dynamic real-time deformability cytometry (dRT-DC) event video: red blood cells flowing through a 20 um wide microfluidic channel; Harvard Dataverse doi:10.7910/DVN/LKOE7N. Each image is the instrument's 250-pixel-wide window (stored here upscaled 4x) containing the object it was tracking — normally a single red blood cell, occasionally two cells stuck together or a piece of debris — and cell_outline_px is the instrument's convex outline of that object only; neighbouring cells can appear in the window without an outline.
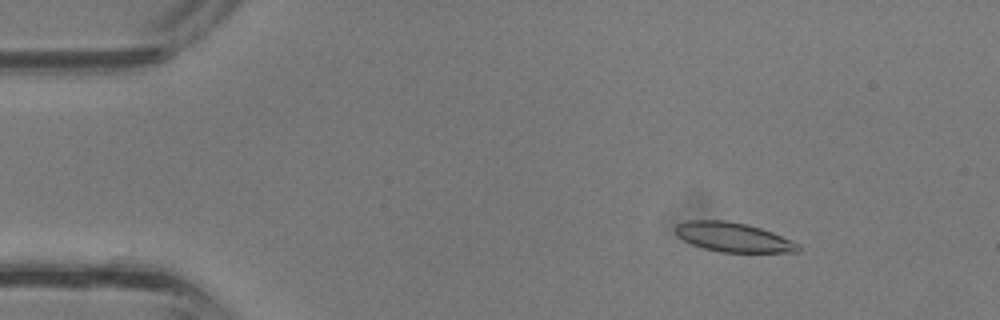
{"species": "common noctule bat (a hibernating species)", "species_latin": "Nyctalus noctula", "temperature_condition": "room temperature", "stored_images_in_passage": 36, "camera_frame_rate_fps": 3000, "um_per_image_px": 0.085, "animal": {"sex": "male", "body_mass_g": 13.3}, "frame": {"image": 1, "passage_image": 4, "time_ms": 1.0, "image_size_px": [1000, 320], "cell_outline_px": [[800, 252], [720, 252], [704, 248], [692, 244], [684, 240], [676, 232], [676, 224], [688, 220], [724, 220], [748, 224], [772, 232], [792, 240], [800, 244]], "centroid_in_image_um": [62.36, 20.16], "position_along_channel_um": 22.6, "area_um2": 20.92}}
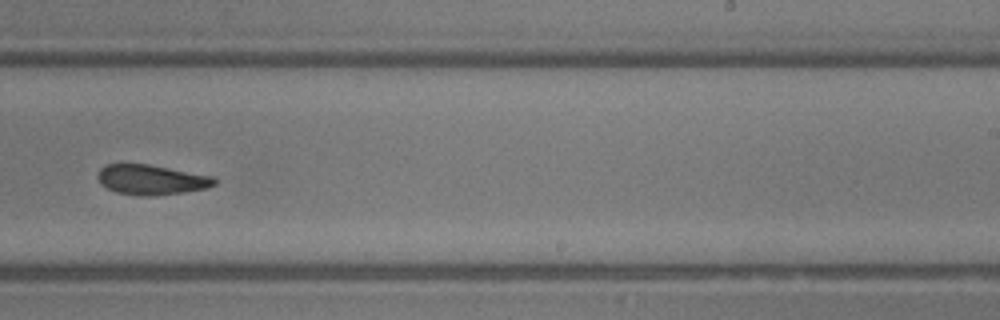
{"frame": {"image": 2, "passage_image": 22, "time_ms": 7.0, "image_size_px": [1000, 320], "cell_outline_px": [[216, 184], [208, 188], [184, 192], [152, 196], [140, 196], [116, 192], [100, 184], [96, 176], [100, 168], [104, 164], [148, 164], [212, 176], [216, 180]], "centroid_in_image_um": [12.83, 15.28], "position_along_channel_um": 276.2, "area_um2": 20.46}}
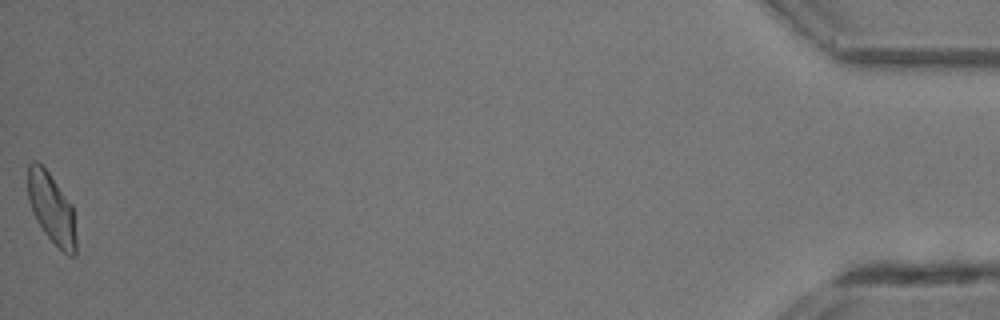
{"frame": {"image": 3, "passage_image": 36, "time_ms": 11.667, "image_size_px": [1000, 320], "cell_outline_px": [[76, 256], [68, 256], [44, 232], [36, 220], [32, 212], [28, 200], [28, 164], [32, 160], [36, 160], [48, 172], [72, 204], [76, 236]], "centroid_in_image_um": [4.38, 17.71], "position_along_channel_um": 430.8, "area_um2": 19.71}}